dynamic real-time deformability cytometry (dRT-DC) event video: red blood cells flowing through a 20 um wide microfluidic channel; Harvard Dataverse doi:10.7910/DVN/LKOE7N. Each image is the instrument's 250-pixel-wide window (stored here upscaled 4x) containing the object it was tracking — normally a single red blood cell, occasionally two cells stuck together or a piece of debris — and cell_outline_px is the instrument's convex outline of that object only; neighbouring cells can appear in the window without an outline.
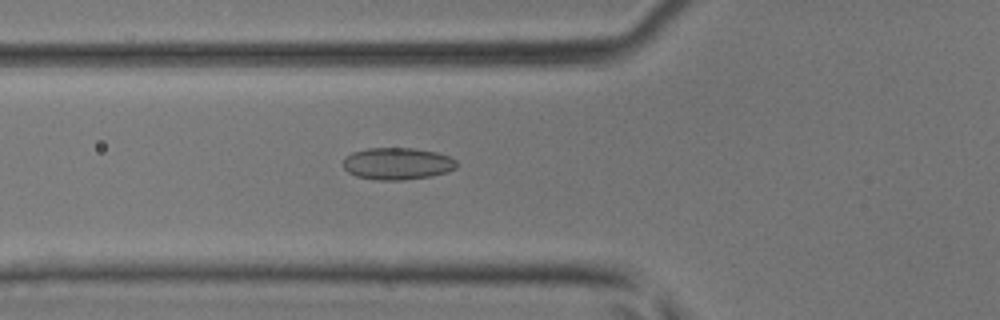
{"species": "common noctule bat (a hibernating species)", "species_latin": "Nyctalus noctula", "temperature_condition": "room temperature", "stored_images_in_passage": 45, "camera_frame_rate_fps": 3000, "um_per_image_px": 0.085, "animal": {"sex": "male", "body_mass_g": 17.9, "forearm_length_mm": 54.2}, "frame": {"image": 1, "passage_image": 18, "time_ms": 5.667, "image_size_px": [1000, 320], "cell_outline_px": [[456, 168], [448, 172], [432, 176], [404, 180], [376, 180], [356, 176], [348, 172], [344, 168], [344, 156], [352, 152], [368, 148], [412, 148], [436, 152], [448, 156], [456, 160]], "centroid_in_image_um": [33.77, 13.91], "position_along_channel_um": 92.0, "area_um2": 21.27}}
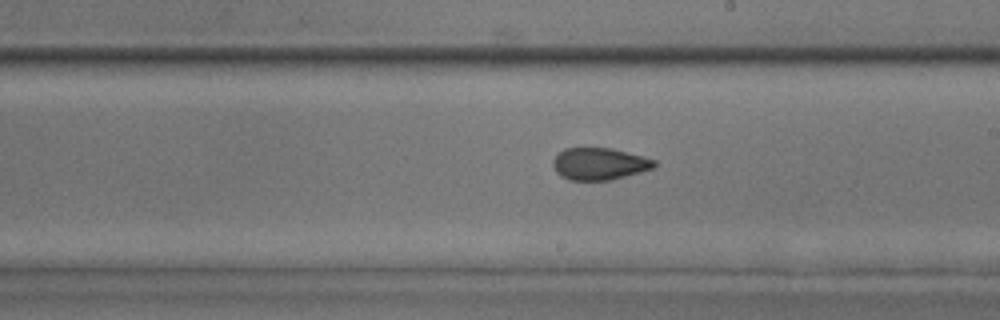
{"frame": {"image": 2, "passage_image": 28, "time_ms": 9.0, "image_size_px": [1000, 320], "cell_outline_px": [[656, 164], [652, 168], [640, 172], [608, 180], [568, 180], [560, 176], [556, 172], [552, 164], [552, 160], [564, 148], [612, 148], [644, 156], [656, 160]], "centroid_in_image_um": [50.92, 13.92], "position_along_channel_um": 238.1, "area_um2": 18.9}}
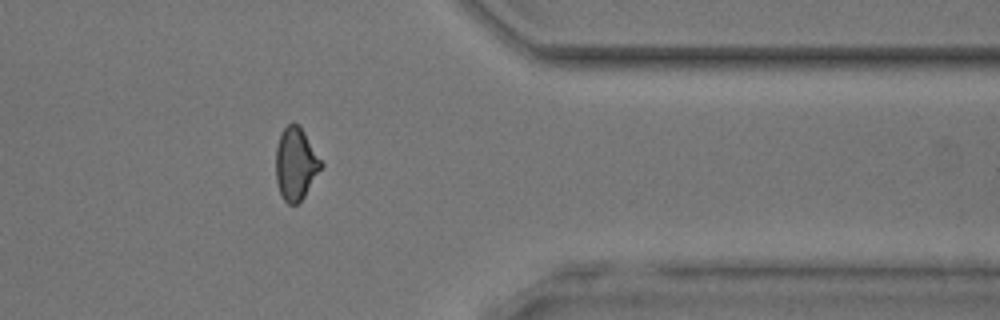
{"frame": {"image": 3, "passage_image": 39, "time_ms": 12.667, "image_size_px": [1000, 320], "cell_outline_px": [[324, 164], [304, 196], [296, 204], [288, 204], [284, 200], [280, 192], [276, 180], [276, 148], [280, 132], [292, 120], [304, 132]], "centroid_in_image_um": [25.13, 13.9], "position_along_channel_um": 386.3, "area_um2": 18.96}}